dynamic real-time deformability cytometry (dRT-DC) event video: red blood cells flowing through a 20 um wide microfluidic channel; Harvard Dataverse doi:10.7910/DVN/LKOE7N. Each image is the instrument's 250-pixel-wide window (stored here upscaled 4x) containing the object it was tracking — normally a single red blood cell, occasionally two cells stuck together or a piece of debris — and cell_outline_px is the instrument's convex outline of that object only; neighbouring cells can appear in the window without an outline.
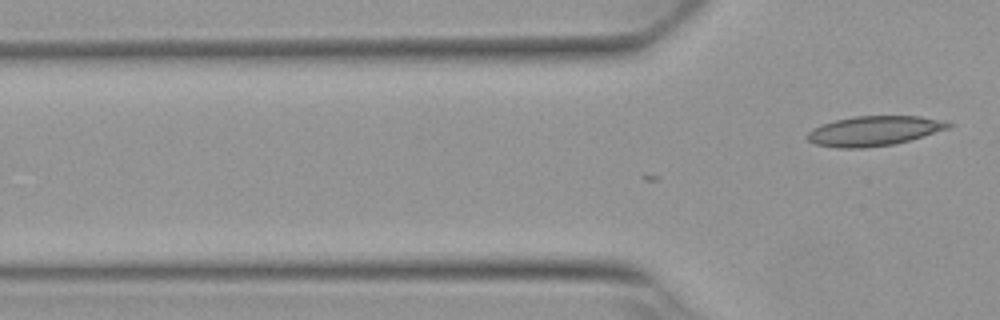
{"species": "Egyptian fruit bat (a non-hibernating species)", "species_latin": "Rousettus aegyptiacus", "temperature_condition": "warm", "stored_images_in_passage": 2, "camera_frame_rate_fps": 3000, "um_per_image_px": 0.085, "animal": {"sex": "female"}, "frame": {"image": 1, "passage_image": 2, "time_ms": 0.333, "image_size_px": [1000, 320], "cell_outline_px": [[956, 124], [948, 128], [908, 140], [892, 144], [864, 148], [836, 148], [816, 144], [808, 140], [804, 136], [812, 128], [820, 124], [836, 120], [856, 116], [920, 116], [948, 120]], "centroid_in_image_um": [74.29, 11.11], "position_along_channel_um": 51.5, "area_um2": 24.57}}